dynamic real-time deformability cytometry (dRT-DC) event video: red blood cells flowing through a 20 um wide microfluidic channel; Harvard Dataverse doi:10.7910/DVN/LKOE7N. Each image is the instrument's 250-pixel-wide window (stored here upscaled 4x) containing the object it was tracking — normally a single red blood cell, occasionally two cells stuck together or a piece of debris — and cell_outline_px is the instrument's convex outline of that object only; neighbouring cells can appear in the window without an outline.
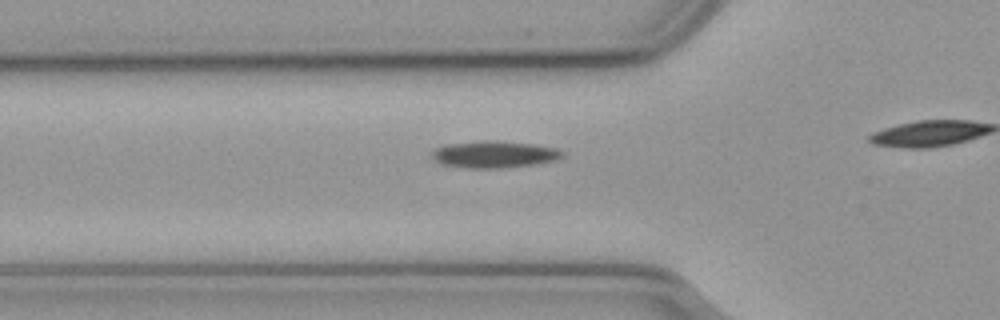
{"species": "common noctule bat (a hibernating species)", "species_latin": "Nyctalus noctula", "temperature_condition": "cold", "stored_images_in_passage": 17, "camera_frame_rate_fps": 3000, "um_per_image_px": 0.085, "animal": {"sex": "male", "body_mass_g": 23.1, "forearm_length_mm": 52.7}, "frame": {"image": 1, "passage_image": 12, "time_ms": 3.667, "image_size_px": [1000, 320], "cell_outline_px": [[564, 156], [556, 160], [536, 164], [496, 168], [468, 168], [444, 164], [436, 160], [432, 156], [432, 152], [444, 144], [480, 140], [500, 140], [536, 144], [556, 148], [564, 152]], "centroid_in_image_um": [42.06, 13.1], "position_along_channel_um": 83.7, "area_um2": 20.52}}
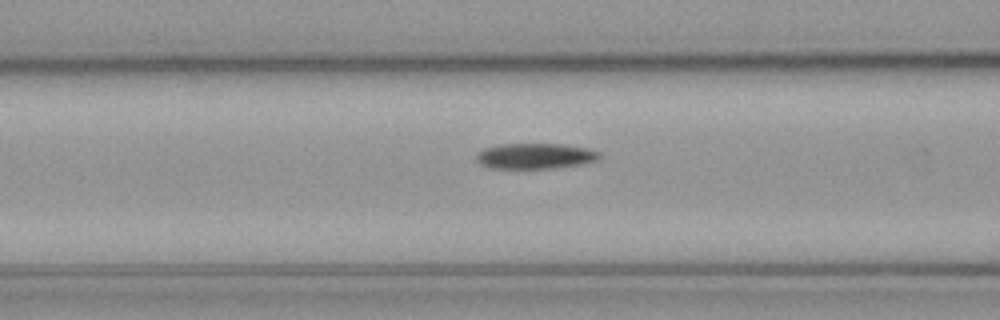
{"frame": {"image": 2, "passage_image": 15, "time_ms": 4.667, "image_size_px": [1000, 320], "cell_outline_px": [[600, 160], [580, 164], [556, 168], [488, 168], [480, 164], [476, 160], [476, 152], [484, 148], [500, 144], [560, 144], [588, 148], [600, 152]], "centroid_in_image_um": [45.48, 13.26], "position_along_channel_um": 121.1, "area_um2": 18.5}}